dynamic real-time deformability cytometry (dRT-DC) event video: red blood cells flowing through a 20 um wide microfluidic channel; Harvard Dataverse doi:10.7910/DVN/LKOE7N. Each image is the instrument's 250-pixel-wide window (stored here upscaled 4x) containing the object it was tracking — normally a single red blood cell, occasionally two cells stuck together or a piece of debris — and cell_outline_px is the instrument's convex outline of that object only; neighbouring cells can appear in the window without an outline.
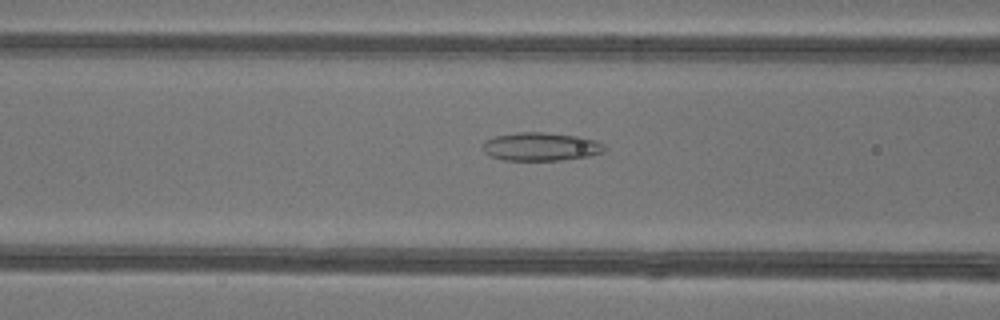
{"species": "common noctule bat (a hibernating species)", "species_latin": "Nyctalus noctula", "temperature_condition": "warm", "stored_images_in_passage": 39, "camera_frame_rate_fps": 3000, "um_per_image_px": 0.085, "animal": {"sex": "female"}, "frame": {"image": 1, "passage_image": 11, "time_ms": 3.333, "image_size_px": [1000, 320], "cell_outline_px": [[604, 152], [588, 156], [560, 160], [504, 160], [492, 156], [484, 152], [480, 148], [484, 140], [496, 136], [520, 132], [544, 132], [576, 136], [596, 140], [604, 144]], "centroid_in_image_um": [45.94, 12.46], "position_along_channel_um": 120.7, "area_um2": 20.06}}
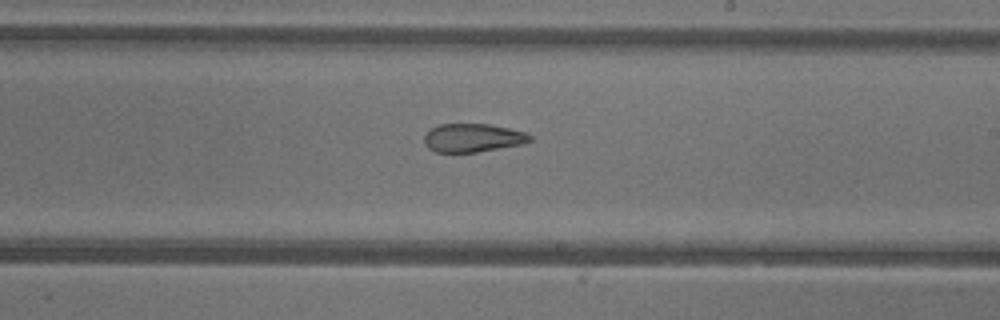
{"frame": {"image": 2, "passage_image": 20, "time_ms": 6.333, "image_size_px": [1000, 320], "cell_outline_px": [[532, 140], [524, 144], [476, 152], [436, 152], [428, 148], [424, 144], [424, 136], [432, 128], [440, 124], [488, 124], [508, 128], [524, 132], [532, 136]], "centroid_in_image_um": [40.19, 11.72], "position_along_channel_um": 248.8, "area_um2": 17.46}}
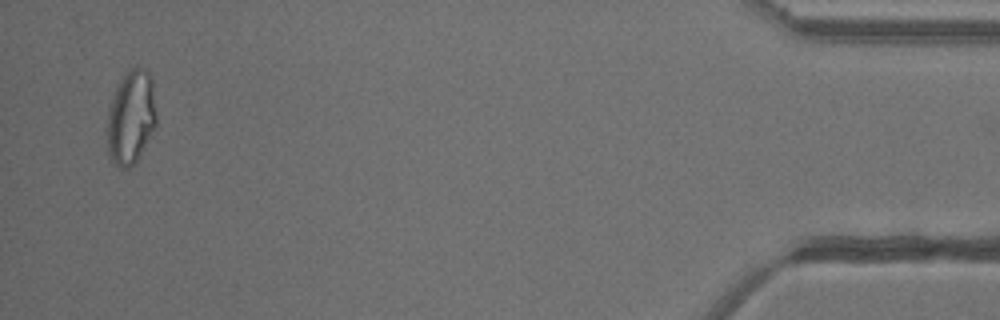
{"frame": {"image": 3, "passage_image": 38, "time_ms": 12.333, "image_size_px": [1000, 320], "cell_outline_px": [[156, 124], [136, 164], [128, 168], [120, 168], [112, 164], [108, 156], [108, 112], [116, 84], [132, 68], [144, 68], [148, 72], [152, 80], [156, 112]], "centroid_in_image_um": [11.13, 10.02], "position_along_channel_um": 424.1, "area_um2": 26.99}, "authors_computed_cell_mechanics": {"area_um2": 20.6346, "velocity_mm_per_s": 4.2697, "shape_relaxation_time_tau1_ms": null, "shape_relaxation_time_tau2_ms": 2.0458, "deformation_change_tau1": null, "deformation_change_tau2": 0.1001}}